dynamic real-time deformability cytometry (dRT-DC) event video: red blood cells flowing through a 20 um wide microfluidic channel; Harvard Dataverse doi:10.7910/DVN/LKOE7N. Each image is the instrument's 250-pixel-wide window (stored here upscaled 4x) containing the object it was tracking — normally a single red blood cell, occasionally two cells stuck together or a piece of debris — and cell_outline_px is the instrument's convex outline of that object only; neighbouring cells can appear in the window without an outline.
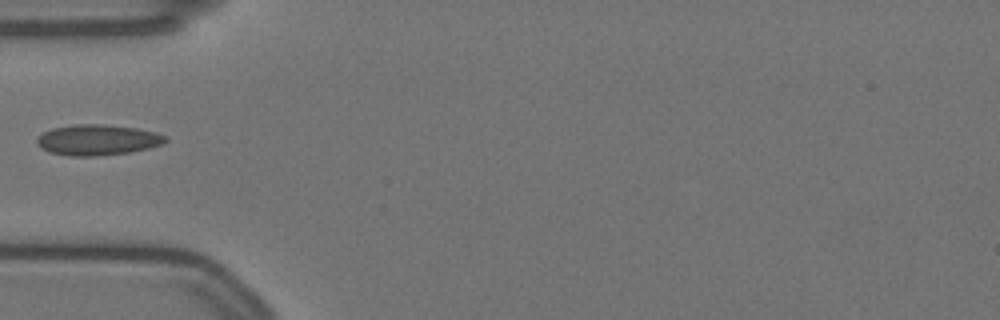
{"species": "Egyptian fruit bat (a non-hibernating species)", "species_latin": "Rousettus aegyptiacus", "temperature_condition": "warm", "stored_images_in_passage": 20, "camera_frame_rate_fps": 3000, "um_per_image_px": 0.085, "animal": {"sex": "female"}, "frame": {"image": 1, "passage_image": 1, "time_ms": 0.0, "image_size_px": [1000, 320], "cell_outline_px": [[168, 140], [164, 144], [148, 148], [128, 152], [96, 156], [68, 156], [48, 152], [40, 148], [36, 144], [36, 140], [44, 132], [52, 128], [76, 124], [104, 124], [136, 128], [156, 132], [168, 136]], "centroid_in_image_um": [8.3, 11.89], "position_along_channel_um": 76.7, "area_um2": 23.12}}